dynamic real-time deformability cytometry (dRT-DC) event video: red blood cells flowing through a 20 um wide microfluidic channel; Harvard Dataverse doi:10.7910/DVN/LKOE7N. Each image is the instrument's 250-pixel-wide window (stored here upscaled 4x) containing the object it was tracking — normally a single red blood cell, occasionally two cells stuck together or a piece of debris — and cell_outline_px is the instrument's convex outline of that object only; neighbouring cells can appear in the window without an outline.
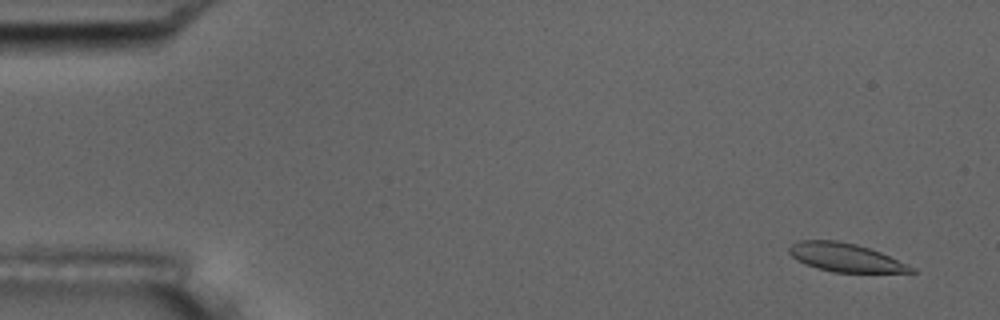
{"species": "common noctule bat (a hibernating species)", "species_latin": "Nyctalus noctula", "temperature_condition": "room temperature", "stored_images_in_passage": 6, "camera_frame_rate_fps": 3000, "um_per_image_px": 0.085, "animal": {"sex": "male", "body_mass_g": 17.5, "forearm_length_mm": 52.3}, "frame": {"image": 1, "passage_image": 1, "time_ms": 0.0, "image_size_px": [1000, 320], "cell_outline_px": [[916, 272], [832, 272], [804, 264], [796, 260], [788, 252], [788, 248], [792, 244], [800, 240], [836, 240], [856, 244], [880, 252], [916, 268]], "centroid_in_image_um": [71.82, 21.88], "position_along_channel_um": 13.2, "area_um2": 20.11}}
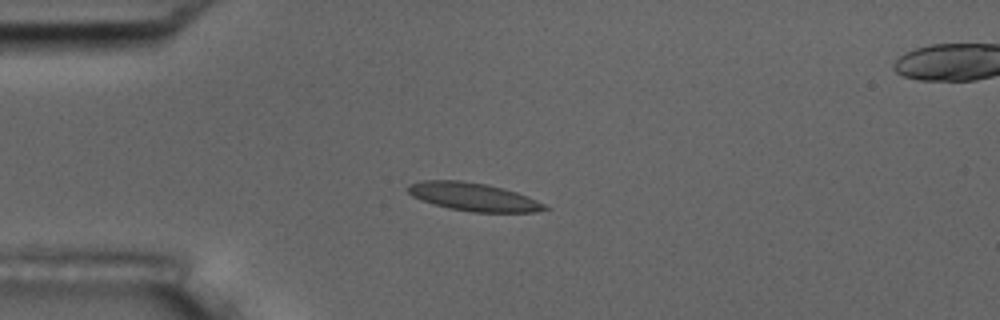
{"frame": {"image": 2, "passage_image": 4, "time_ms": 3.667, "image_size_px": [1000, 320], "cell_outline_px": [[552, 208], [536, 212], [472, 212], [448, 208], [432, 204], [420, 200], [412, 196], [404, 188], [408, 184], [424, 180], [460, 180], [488, 184], [504, 188], [528, 196]], "centroid_in_image_um": [40.21, 16.73], "position_along_channel_um": 44.8, "area_um2": 22.72}}